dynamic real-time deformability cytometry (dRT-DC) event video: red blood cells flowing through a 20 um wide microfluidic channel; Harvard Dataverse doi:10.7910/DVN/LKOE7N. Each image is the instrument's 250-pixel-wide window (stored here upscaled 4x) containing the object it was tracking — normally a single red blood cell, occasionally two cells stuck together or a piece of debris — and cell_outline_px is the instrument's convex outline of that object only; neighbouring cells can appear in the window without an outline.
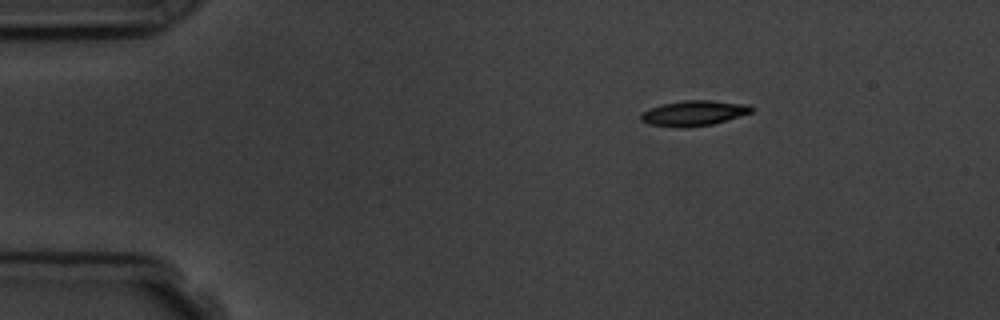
{"species": "common noctule bat (a hibernating species)", "species_latin": "Nyctalus noctula", "temperature_condition": "room temperature", "stored_images_in_passage": 3, "camera_frame_rate_fps": 3000, "um_per_image_px": 0.085, "animal": {"sex": "male", "body_mass_g": 19.5, "forearm_length_mm": 54.6}, "frame": {"image": 1, "passage_image": 1, "time_ms": 0.0, "image_size_px": [1000, 320], "cell_outline_px": [[756, 108], [752, 112], [712, 124], [688, 128], [680, 128], [648, 124], [640, 120], [640, 112], [664, 104], [684, 100], [712, 100], [748, 104]], "centroid_in_image_um": [58.98, 9.62], "position_along_channel_um": 26.0, "area_um2": 16.36}}